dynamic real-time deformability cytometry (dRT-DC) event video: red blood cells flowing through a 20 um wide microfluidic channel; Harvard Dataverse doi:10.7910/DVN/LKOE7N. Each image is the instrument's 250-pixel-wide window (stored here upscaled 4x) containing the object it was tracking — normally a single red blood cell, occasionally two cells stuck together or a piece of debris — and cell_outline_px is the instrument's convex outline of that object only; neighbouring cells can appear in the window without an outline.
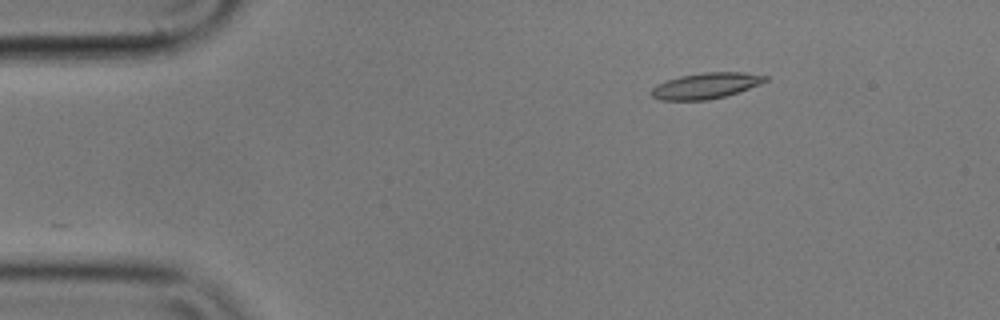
{"species": "common noctule bat (a hibernating species)", "species_latin": "Nyctalus noctula", "temperature_condition": "cold", "stored_images_in_passage": 50, "camera_frame_rate_fps": 3000, "um_per_image_px": 0.085, "animal": {"sex": "male", "body_mass_g": 17.9}, "frame": {"image": 1, "passage_image": 2, "time_ms": 0.333, "image_size_px": [1000, 320], "cell_outline_px": [[768, 80], [760, 84], [724, 96], [708, 100], [660, 100], [652, 96], [652, 88], [656, 84], [680, 76], [704, 72], [744, 72], [768, 76]], "centroid_in_image_um": [60.0, 7.28], "position_along_channel_um": 25.0, "area_um2": 16.99}}
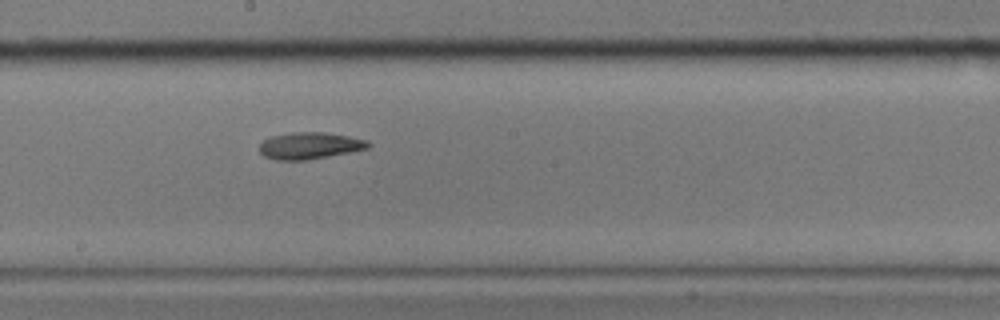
{"frame": {"image": 2, "passage_image": 24, "time_ms": 7.667, "image_size_px": [1000, 320], "cell_outline_px": [[372, 144], [368, 148], [328, 156], [304, 160], [276, 160], [264, 156], [260, 152], [260, 144], [264, 140], [272, 136], [292, 132], [324, 132], [348, 136], [368, 140]], "centroid_in_image_um": [26.33, 12.37], "position_along_channel_um": 221.9, "area_um2": 16.82}}
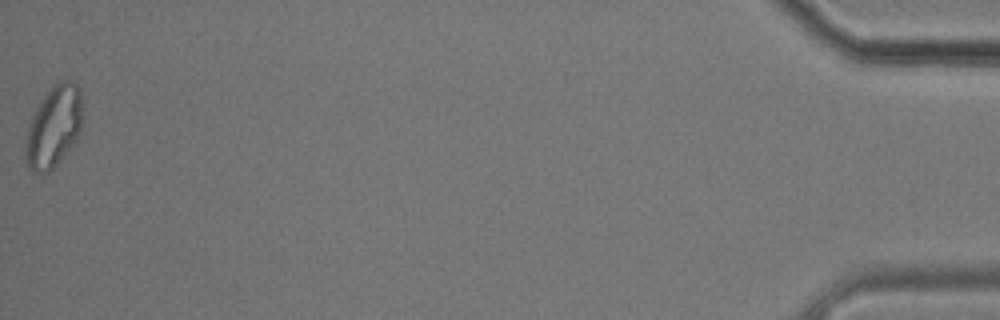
{"frame": {"image": 3, "passage_image": 50, "time_ms": 16.333, "image_size_px": [1000, 320], "cell_outline_px": [[84, 116], [80, 132], [76, 140], [56, 164], [48, 172], [32, 172], [28, 168], [24, 152], [24, 148], [28, 128], [32, 116], [40, 100], [52, 84], [60, 80], [72, 80], [80, 88]], "centroid_in_image_um": [4.59, 10.71], "position_along_channel_um": 430.6, "area_um2": 27.4}, "authors_computed_cell_mechanics": {"area_um2": 17.3111, "velocity_mm_per_s": 3.5248, "shape_relaxation_time_tau1_ms": 6.0787, "shape_relaxation_time_tau2_ms": 8.9193, "deformation_change_tau1": 0.1533, "deformation_change_tau2": 0.1558}}